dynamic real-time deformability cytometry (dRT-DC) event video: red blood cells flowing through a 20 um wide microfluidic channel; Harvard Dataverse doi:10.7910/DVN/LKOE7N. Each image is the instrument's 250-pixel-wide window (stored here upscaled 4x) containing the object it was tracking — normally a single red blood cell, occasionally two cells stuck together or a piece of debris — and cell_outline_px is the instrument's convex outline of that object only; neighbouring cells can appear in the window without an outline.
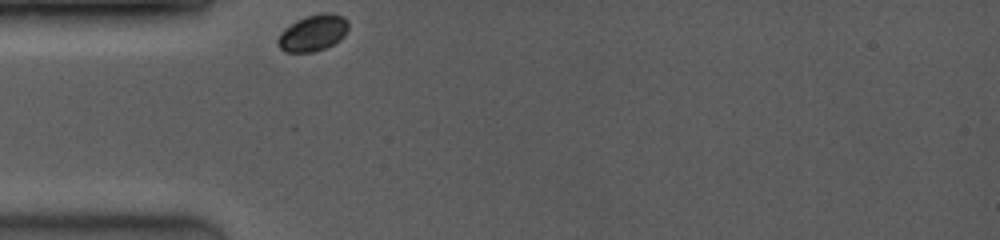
{"species": "common noctule bat (a hibernating species)", "species_latin": "Nyctalus noctula", "temperature_condition": "room temperature", "stored_images_in_passage": 39, "camera_frame_rate_fps": 4000, "um_per_image_px": 0.085, "animal": {"sex": "female", "body_mass_g": 19.0, "forearm_length_mm": 53.3}, "frame": {"image": 1, "passage_image": 1, "time_ms": 0.0, "image_size_px": [1000, 240], "cell_outline_px": [[348, 28], [344, 36], [332, 44], [324, 48], [312, 52], [284, 52], [280, 48], [276, 40], [280, 32], [284, 28], [296, 20], [308, 16], [324, 12], [328, 12], [344, 16], [348, 20]], "centroid_in_image_um": [26.58, 2.79], "position_along_channel_um": 58.4, "area_um2": 14.97}}
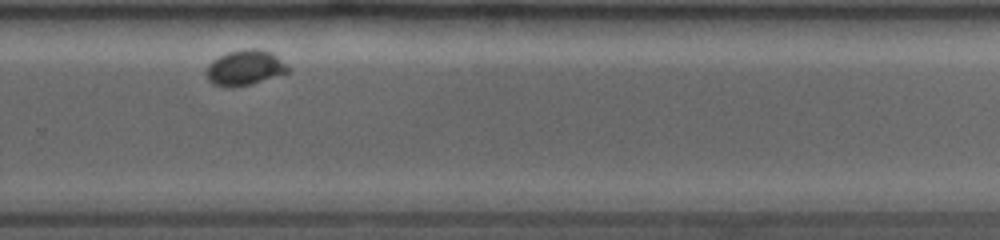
{"frame": {"image": 2, "passage_image": 29, "time_ms": 7.0, "image_size_px": [1000, 240], "cell_outline_px": [[288, 72], [248, 84], [212, 84], [208, 80], [208, 64], [212, 60], [228, 52], [244, 48], [260, 48], [272, 52], [288, 64]], "centroid_in_image_um": [20.87, 5.68], "position_along_channel_um": 308.9, "area_um2": 16.13}}
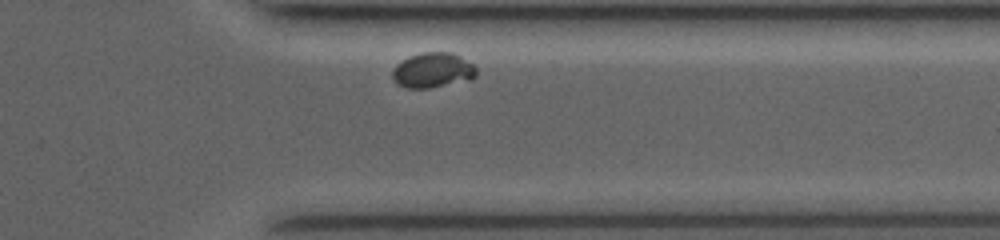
{"frame": {"image": 3, "passage_image": 36, "time_ms": 8.75, "image_size_px": [1000, 240], "cell_outline_px": [[476, 76], [468, 80], [428, 88], [408, 88], [396, 84], [392, 76], [392, 72], [396, 64], [408, 56], [424, 52], [452, 52], [460, 56], [472, 64], [476, 68]], "centroid_in_image_um": [36.76, 5.96], "position_along_channel_um": 374.6, "area_um2": 17.11}, "authors_computed_cell_mechanics": {"area_um2": 15.9528, "velocity_mm_per_s": 3.6425, "shape_relaxation_time_tau1_ms": 3.9615, "shape_relaxation_time_tau2_ms": null, "deformation_change_tau1": 0.0759, "deformation_change_tau2": null}}